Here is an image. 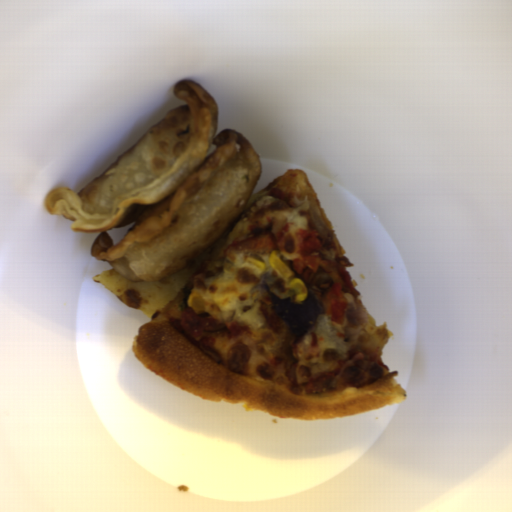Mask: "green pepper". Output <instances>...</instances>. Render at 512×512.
<instances>
[{"instance_id": "obj_1", "label": "green pepper", "mask_w": 512, "mask_h": 512, "mask_svg": "<svg viewBox=\"0 0 512 512\" xmlns=\"http://www.w3.org/2000/svg\"><path fill=\"white\" fill-rule=\"evenodd\" d=\"M192 288H193L192 284H187V285L183 288V290H182V292H181V294H182V298H181V301H180V303H179V305H178L179 310H180L181 312H182L183 310H185V309L188 307V305H189V304H188V300H189L190 295H192Z\"/></svg>"}]
</instances>
